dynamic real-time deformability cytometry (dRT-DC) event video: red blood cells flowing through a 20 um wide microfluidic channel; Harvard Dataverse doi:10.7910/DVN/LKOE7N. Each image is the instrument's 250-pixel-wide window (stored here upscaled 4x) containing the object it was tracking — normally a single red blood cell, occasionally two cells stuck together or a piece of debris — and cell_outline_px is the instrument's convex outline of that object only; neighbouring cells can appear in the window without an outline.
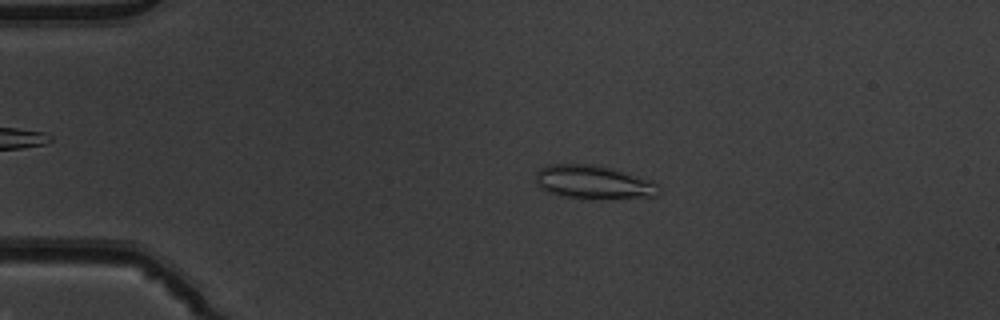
{"species": "common noctule bat (a hibernating species)", "species_latin": "Nyctalus noctula", "temperature_condition": "warm", "stored_images_in_passage": 52, "camera_frame_rate_fps": 3000, "um_per_image_px": 0.085, "animal": {"sex": "male", "body_mass_g": 19.5, "forearm_length_mm": 54.6}, "frame": {"image": 1, "passage_image": 11, "time_ms": 3.333, "image_size_px": [1000, 320], "cell_outline_px": [[660, 192], [656, 196], [580, 200], [548, 192], [540, 188], [536, 184], [536, 172], [540, 168], [548, 164], [592, 164], [612, 168], [652, 180], [660, 188]], "centroid_in_image_um": [50.42, 15.5], "position_along_channel_um": 34.6, "area_um2": 24.45}}
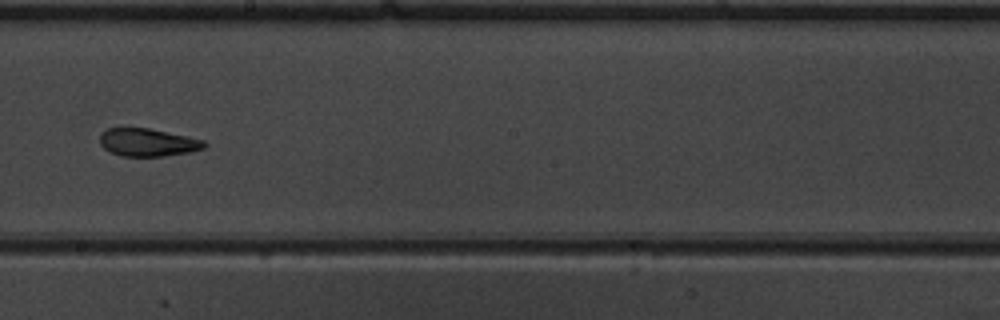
{"frame": {"image": 2, "passage_image": 30, "time_ms": 9.667, "image_size_px": [1000, 320], "cell_outline_px": [[208, 144], [204, 148], [188, 152], [164, 156], [120, 156], [104, 148], [100, 144], [100, 132], [108, 128], [148, 128], [188, 136], [204, 140]], "centroid_in_image_um": [12.56, 12.1], "position_along_channel_um": 235.6, "area_um2": 16.94}}
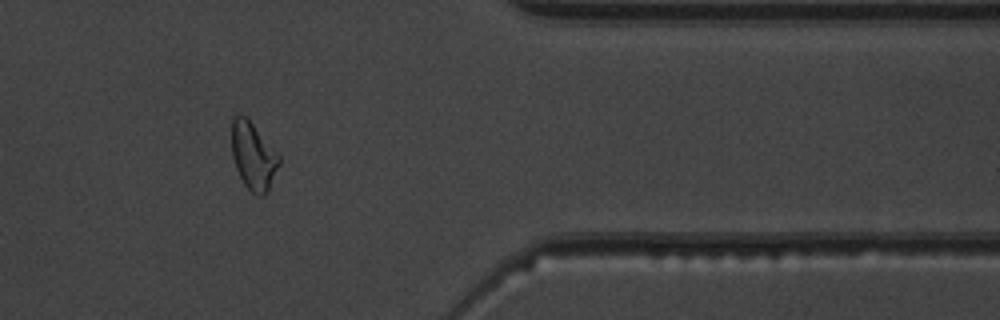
{"frame": {"image": 3, "passage_image": 43, "time_ms": 14.0, "image_size_px": [1000, 320], "cell_outline_px": [[280, 164], [268, 192], [264, 196], [256, 196], [244, 184], [236, 168], [232, 156], [232, 116], [248, 116], [280, 156]], "centroid_in_image_um": [21.54, 13.26], "position_along_channel_um": 389.9, "area_um2": 18.84}, "authors_computed_cell_mechanics": {"area_um2": 18.9584, "velocity_mm_per_s": 3.9433, "shape_relaxation_time_tau1_ms": 9.7022, "shape_relaxation_time_tau2_ms": 2.0182, "deformation_change_tau1": 0.239, "deformation_change_tau2": 0.0869}}